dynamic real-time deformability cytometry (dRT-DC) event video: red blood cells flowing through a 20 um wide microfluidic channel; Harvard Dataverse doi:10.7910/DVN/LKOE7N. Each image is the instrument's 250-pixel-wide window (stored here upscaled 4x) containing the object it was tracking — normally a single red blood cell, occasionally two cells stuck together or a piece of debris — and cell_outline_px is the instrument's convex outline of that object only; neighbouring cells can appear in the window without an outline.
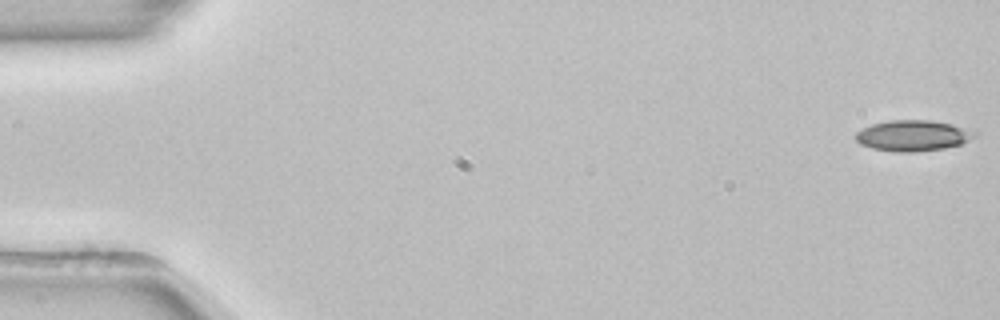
{"species": "common noctule bat (a hibernating species)", "species_latin": "Nyctalus noctula", "temperature_condition": "room temperature", "stored_images_in_passage": 54, "camera_frame_rate_fps": 3000, "um_per_image_px": 0.085, "animal": {"sex": "female", "body_mass_g": 22.7, "forearm_length_mm": 54.2}, "frame": {"image": 1, "passage_image": 1, "time_ms": 0.0, "image_size_px": [1000, 320], "cell_outline_px": [[976, 136], [960, 144], [944, 148], [916, 152], [892, 152], [872, 148], [860, 144], [856, 140], [856, 132], [872, 124], [888, 120], [928, 120], [952, 124], [976, 132]], "centroid_in_image_um": [77.57, 11.53], "position_along_channel_um": 7.4, "area_um2": 21.27}}
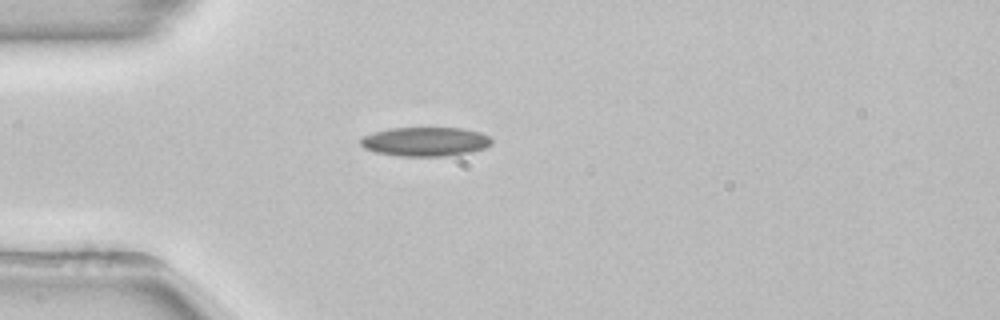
{"frame": {"image": 2, "passage_image": 15, "time_ms": 4.667, "image_size_px": [1000, 320], "cell_outline_px": [[492, 144], [484, 148], [472, 152], [444, 156], [400, 156], [376, 152], [364, 148], [360, 144], [360, 136], [392, 128], [460, 128], [480, 132], [488, 136], [492, 140]], "centroid_in_image_um": [36.15, 12.04], "position_along_channel_um": 48.9, "area_um2": 22.2}}
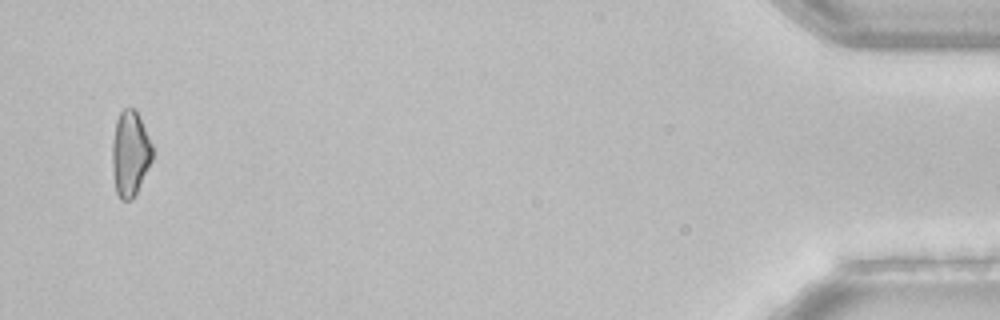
{"frame": {"image": 3, "passage_image": 52, "time_ms": 17.0, "image_size_px": [1000, 320], "cell_outline_px": [[152, 160], [132, 200], [120, 200], [116, 192], [112, 168], [112, 144], [116, 120], [120, 112], [124, 108], [132, 108], [136, 112], [152, 144]], "centroid_in_image_um": [11.04, 13.07], "position_along_channel_um": 424.2, "area_um2": 19.65}}